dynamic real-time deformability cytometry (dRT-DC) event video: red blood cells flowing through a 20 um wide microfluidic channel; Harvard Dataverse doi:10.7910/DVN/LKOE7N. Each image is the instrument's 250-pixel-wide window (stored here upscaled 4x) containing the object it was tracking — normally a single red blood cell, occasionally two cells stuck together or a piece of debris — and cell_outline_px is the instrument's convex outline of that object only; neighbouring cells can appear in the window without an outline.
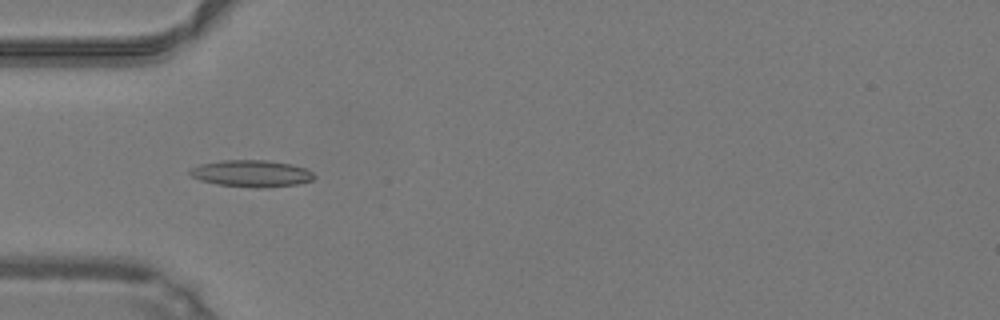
{"species": "common noctule bat (a hibernating species)", "species_latin": "Nyctalus noctula", "temperature_condition": "warm", "stored_images_in_passage": 42, "camera_frame_rate_fps": 3000, "um_per_image_px": 0.085, "animal": {"sex": "male", "body_mass_g": 19.2, "forearm_length_mm": 51.8}, "frame": {"image": 1, "passage_image": 9, "time_ms": 2.667, "image_size_px": [1000, 320], "cell_outline_px": [[316, 176], [312, 180], [296, 184], [260, 188], [252, 188], [216, 184], [200, 180], [192, 176], [188, 172], [192, 168], [200, 164], [220, 160], [268, 160], [288, 164], [304, 168], [312, 172]], "centroid_in_image_um": [21.35, 14.75], "position_along_channel_um": 63.7, "area_um2": 19.31}}
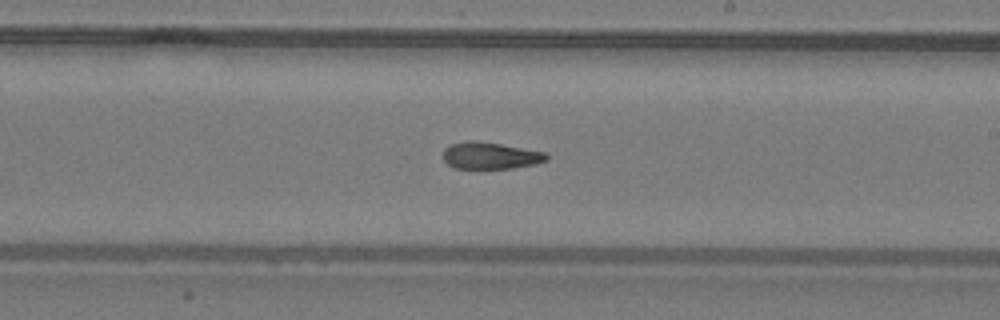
{"frame": {"image": 2, "passage_image": 22, "time_ms": 7.0, "image_size_px": [1000, 320], "cell_outline_px": [[548, 160], [536, 164], [512, 168], [452, 168], [444, 160], [444, 148], [452, 144], [468, 140], [480, 140], [544, 152], [548, 156]], "centroid_in_image_um": [41.67, 13.22], "position_along_channel_um": 247.3, "area_um2": 16.18}}
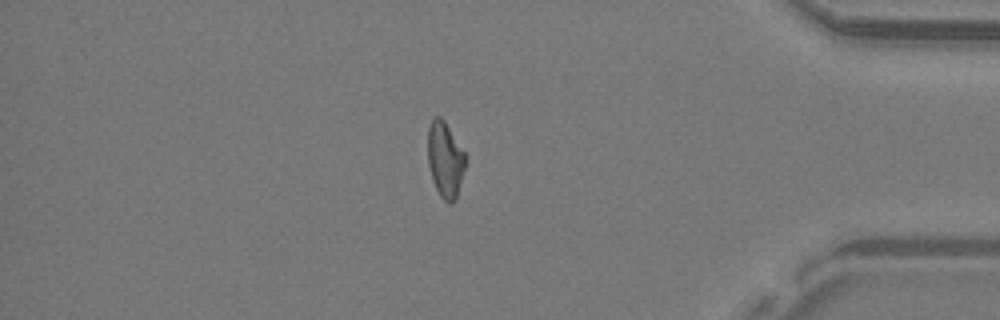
{"frame": {"image": 3, "passage_image": 35, "time_ms": 11.333, "image_size_px": [1000, 320], "cell_outline_px": [[464, 168], [456, 200], [452, 204], [448, 204], [440, 196], [432, 180], [428, 164], [428, 128], [432, 120], [436, 116], [440, 116], [444, 120], [464, 152]], "centroid_in_image_um": [37.81, 13.6], "position_along_channel_um": 397.4, "area_um2": 16.36}, "authors_computed_cell_mechanics": {"area_um2": 16.9932, "velocity_mm_per_s": 4.2549, "shape_relaxation_time_tau1_ms": null, "shape_relaxation_time_tau2_ms": 10.4396, "deformation_change_tau1": null, "deformation_change_tau2": 0.2297}}